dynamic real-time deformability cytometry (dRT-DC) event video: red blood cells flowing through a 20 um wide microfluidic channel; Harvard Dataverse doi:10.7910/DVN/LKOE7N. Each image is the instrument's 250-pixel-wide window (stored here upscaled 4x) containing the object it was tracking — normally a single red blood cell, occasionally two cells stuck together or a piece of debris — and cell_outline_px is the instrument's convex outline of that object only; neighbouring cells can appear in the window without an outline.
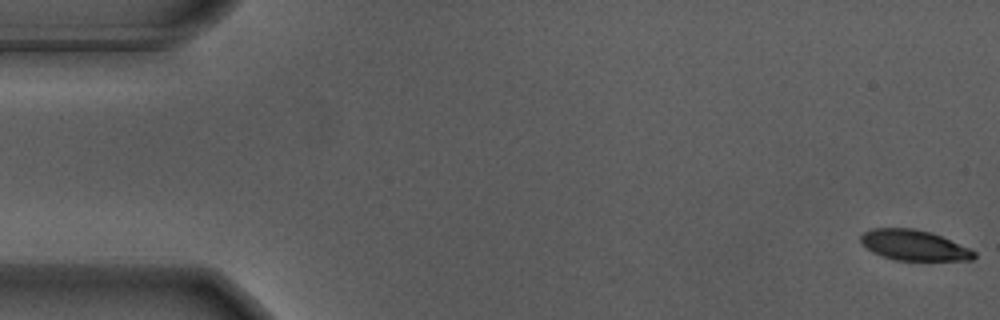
{"species": "Egyptian fruit bat (a non-hibernating species)", "species_latin": "Rousettus aegyptiacus", "temperature_condition": "warm", "stored_images_in_passage": 57, "camera_frame_rate_fps": 3000, "um_per_image_px": 0.085, "animal": {"sex": "male"}, "frame": {"image": 1, "passage_image": 1, "time_ms": 0.0, "image_size_px": [1000, 320], "cell_outline_px": [[976, 256], [972, 260], [892, 260], [872, 252], [860, 244], [860, 236], [864, 232], [872, 228], [912, 228], [932, 232], [968, 248], [976, 252]], "centroid_in_image_um": [77.64, 20.84], "position_along_channel_um": 7.4, "area_um2": 20.17}}
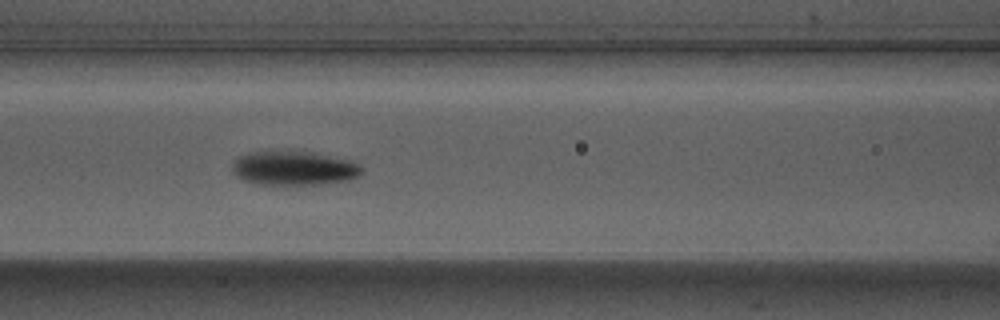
{"frame": {"image": 2, "passage_image": 24, "time_ms": 7.667, "image_size_px": [1000, 320], "cell_outline_px": [[364, 172], [348, 180], [320, 184], [252, 184], [236, 176], [232, 172], [232, 164], [240, 156], [252, 152], [288, 148], [312, 152], [352, 160], [364, 168]], "centroid_in_image_um": [24.98, 14.26], "position_along_channel_um": 141.6, "area_um2": 26.47}}
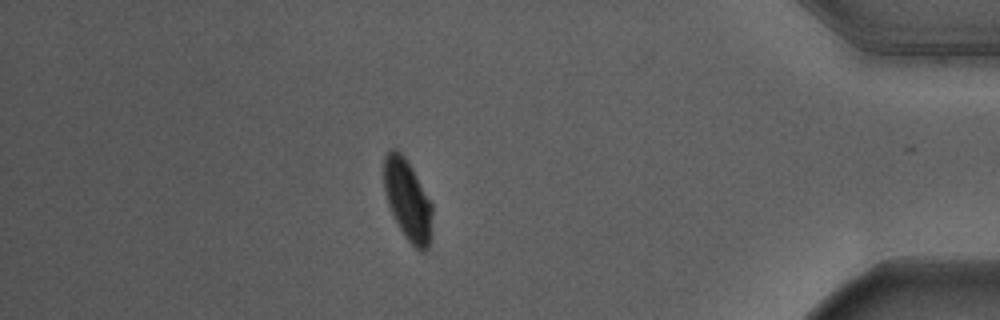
{"frame": {"image": 3, "passage_image": 49, "time_ms": 16.0, "image_size_px": [1000, 320], "cell_outline_px": [[432, 236], [428, 248], [424, 252], [420, 252], [404, 236], [388, 204], [384, 192], [384, 156], [392, 148], [396, 148], [404, 156], [412, 168], [432, 204]], "centroid_in_image_um": [34.66, 17.02], "position_along_channel_um": 400.5, "area_um2": 22.77}, "authors_computed_cell_mechanics": {"area_um2": 23.698, "velocity_mm_per_s": 3.6492, "shape_relaxation_time_tau1_ms": 2.3798, "shape_relaxation_time_tau2_ms": null, "deformation_change_tau1": 0.1464, "deformation_change_tau2": null}}